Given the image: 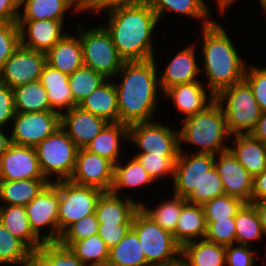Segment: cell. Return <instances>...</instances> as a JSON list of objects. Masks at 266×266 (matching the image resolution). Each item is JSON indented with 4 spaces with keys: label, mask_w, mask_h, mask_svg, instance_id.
I'll list each match as a JSON object with an SVG mask.
<instances>
[{
    "label": "cell",
    "mask_w": 266,
    "mask_h": 266,
    "mask_svg": "<svg viewBox=\"0 0 266 266\" xmlns=\"http://www.w3.org/2000/svg\"><path fill=\"white\" fill-rule=\"evenodd\" d=\"M34 253L0 222V266H28L33 263Z\"/></svg>",
    "instance_id": "obj_37"
},
{
    "label": "cell",
    "mask_w": 266,
    "mask_h": 266,
    "mask_svg": "<svg viewBox=\"0 0 266 266\" xmlns=\"http://www.w3.org/2000/svg\"><path fill=\"white\" fill-rule=\"evenodd\" d=\"M78 106L109 123L119 122L117 91L112 79H107Z\"/></svg>",
    "instance_id": "obj_27"
},
{
    "label": "cell",
    "mask_w": 266,
    "mask_h": 266,
    "mask_svg": "<svg viewBox=\"0 0 266 266\" xmlns=\"http://www.w3.org/2000/svg\"><path fill=\"white\" fill-rule=\"evenodd\" d=\"M250 135L266 144V111L262 112Z\"/></svg>",
    "instance_id": "obj_56"
},
{
    "label": "cell",
    "mask_w": 266,
    "mask_h": 266,
    "mask_svg": "<svg viewBox=\"0 0 266 266\" xmlns=\"http://www.w3.org/2000/svg\"><path fill=\"white\" fill-rule=\"evenodd\" d=\"M35 149L41 172L49 183L71 178L79 148L61 126Z\"/></svg>",
    "instance_id": "obj_7"
},
{
    "label": "cell",
    "mask_w": 266,
    "mask_h": 266,
    "mask_svg": "<svg viewBox=\"0 0 266 266\" xmlns=\"http://www.w3.org/2000/svg\"><path fill=\"white\" fill-rule=\"evenodd\" d=\"M11 124L8 134L13 144L36 147L60 127L61 115L56 111L16 112Z\"/></svg>",
    "instance_id": "obj_13"
},
{
    "label": "cell",
    "mask_w": 266,
    "mask_h": 266,
    "mask_svg": "<svg viewBox=\"0 0 266 266\" xmlns=\"http://www.w3.org/2000/svg\"><path fill=\"white\" fill-rule=\"evenodd\" d=\"M18 20H60L71 11L64 0H20ZM23 8V9H22Z\"/></svg>",
    "instance_id": "obj_34"
},
{
    "label": "cell",
    "mask_w": 266,
    "mask_h": 266,
    "mask_svg": "<svg viewBox=\"0 0 266 266\" xmlns=\"http://www.w3.org/2000/svg\"><path fill=\"white\" fill-rule=\"evenodd\" d=\"M131 229L137 234L149 266L171 261L181 254V246L173 234L162 229L141 209L135 213Z\"/></svg>",
    "instance_id": "obj_8"
},
{
    "label": "cell",
    "mask_w": 266,
    "mask_h": 266,
    "mask_svg": "<svg viewBox=\"0 0 266 266\" xmlns=\"http://www.w3.org/2000/svg\"><path fill=\"white\" fill-rule=\"evenodd\" d=\"M15 113L13 89L0 81V127H9Z\"/></svg>",
    "instance_id": "obj_51"
},
{
    "label": "cell",
    "mask_w": 266,
    "mask_h": 266,
    "mask_svg": "<svg viewBox=\"0 0 266 266\" xmlns=\"http://www.w3.org/2000/svg\"><path fill=\"white\" fill-rule=\"evenodd\" d=\"M260 5H261V9H263V11L266 14V0H259Z\"/></svg>",
    "instance_id": "obj_62"
},
{
    "label": "cell",
    "mask_w": 266,
    "mask_h": 266,
    "mask_svg": "<svg viewBox=\"0 0 266 266\" xmlns=\"http://www.w3.org/2000/svg\"><path fill=\"white\" fill-rule=\"evenodd\" d=\"M180 147L172 182L173 194L192 204L201 205V185L206 173L214 167V155L188 153Z\"/></svg>",
    "instance_id": "obj_9"
},
{
    "label": "cell",
    "mask_w": 266,
    "mask_h": 266,
    "mask_svg": "<svg viewBox=\"0 0 266 266\" xmlns=\"http://www.w3.org/2000/svg\"><path fill=\"white\" fill-rule=\"evenodd\" d=\"M45 179L35 147L11 144L0 156V180Z\"/></svg>",
    "instance_id": "obj_17"
},
{
    "label": "cell",
    "mask_w": 266,
    "mask_h": 266,
    "mask_svg": "<svg viewBox=\"0 0 266 266\" xmlns=\"http://www.w3.org/2000/svg\"><path fill=\"white\" fill-rule=\"evenodd\" d=\"M129 195L125 193V195L117 196L110 192H103L98 198L95 207V215L98 223L132 224L133 217L140 209L142 202L135 200Z\"/></svg>",
    "instance_id": "obj_22"
},
{
    "label": "cell",
    "mask_w": 266,
    "mask_h": 266,
    "mask_svg": "<svg viewBox=\"0 0 266 266\" xmlns=\"http://www.w3.org/2000/svg\"><path fill=\"white\" fill-rule=\"evenodd\" d=\"M228 150L254 178L266 170V144L250 134L232 135Z\"/></svg>",
    "instance_id": "obj_23"
},
{
    "label": "cell",
    "mask_w": 266,
    "mask_h": 266,
    "mask_svg": "<svg viewBox=\"0 0 266 266\" xmlns=\"http://www.w3.org/2000/svg\"><path fill=\"white\" fill-rule=\"evenodd\" d=\"M140 1L142 0H90L88 13L101 16L104 11L106 15V13L110 11L138 3Z\"/></svg>",
    "instance_id": "obj_53"
},
{
    "label": "cell",
    "mask_w": 266,
    "mask_h": 266,
    "mask_svg": "<svg viewBox=\"0 0 266 266\" xmlns=\"http://www.w3.org/2000/svg\"><path fill=\"white\" fill-rule=\"evenodd\" d=\"M113 175L114 164L111 161L81 148L77 152L74 172L69 180L78 185L109 192Z\"/></svg>",
    "instance_id": "obj_15"
},
{
    "label": "cell",
    "mask_w": 266,
    "mask_h": 266,
    "mask_svg": "<svg viewBox=\"0 0 266 266\" xmlns=\"http://www.w3.org/2000/svg\"><path fill=\"white\" fill-rule=\"evenodd\" d=\"M202 47L200 73L207 77L205 85L215 96L224 88L232 86L244 79L247 66L234 46L233 39L227 34L218 20L202 27ZM203 57V58H202ZM206 73V74H205Z\"/></svg>",
    "instance_id": "obj_3"
},
{
    "label": "cell",
    "mask_w": 266,
    "mask_h": 266,
    "mask_svg": "<svg viewBox=\"0 0 266 266\" xmlns=\"http://www.w3.org/2000/svg\"><path fill=\"white\" fill-rule=\"evenodd\" d=\"M59 203L60 191L54 183H48L42 191L25 206L33 232L44 243L58 242Z\"/></svg>",
    "instance_id": "obj_12"
},
{
    "label": "cell",
    "mask_w": 266,
    "mask_h": 266,
    "mask_svg": "<svg viewBox=\"0 0 266 266\" xmlns=\"http://www.w3.org/2000/svg\"><path fill=\"white\" fill-rule=\"evenodd\" d=\"M155 266H189V264L187 260L185 259V257L182 254H180L171 261L164 262V263H161Z\"/></svg>",
    "instance_id": "obj_60"
},
{
    "label": "cell",
    "mask_w": 266,
    "mask_h": 266,
    "mask_svg": "<svg viewBox=\"0 0 266 266\" xmlns=\"http://www.w3.org/2000/svg\"><path fill=\"white\" fill-rule=\"evenodd\" d=\"M70 34L67 33L46 53V63L68 75L84 66L80 36Z\"/></svg>",
    "instance_id": "obj_24"
},
{
    "label": "cell",
    "mask_w": 266,
    "mask_h": 266,
    "mask_svg": "<svg viewBox=\"0 0 266 266\" xmlns=\"http://www.w3.org/2000/svg\"><path fill=\"white\" fill-rule=\"evenodd\" d=\"M214 167L222 181L225 195L252 203L253 177L229 150L214 156Z\"/></svg>",
    "instance_id": "obj_16"
},
{
    "label": "cell",
    "mask_w": 266,
    "mask_h": 266,
    "mask_svg": "<svg viewBox=\"0 0 266 266\" xmlns=\"http://www.w3.org/2000/svg\"><path fill=\"white\" fill-rule=\"evenodd\" d=\"M99 223L95 213L71 224L60 236L59 243L69 247L73 242L98 234Z\"/></svg>",
    "instance_id": "obj_45"
},
{
    "label": "cell",
    "mask_w": 266,
    "mask_h": 266,
    "mask_svg": "<svg viewBox=\"0 0 266 266\" xmlns=\"http://www.w3.org/2000/svg\"><path fill=\"white\" fill-rule=\"evenodd\" d=\"M196 44L195 42L186 46V48L183 47V49L177 52L171 61L168 62L162 74L158 75L159 86L162 93L176 85L200 81L198 78L200 77V66L198 65L200 63H198L196 57Z\"/></svg>",
    "instance_id": "obj_19"
},
{
    "label": "cell",
    "mask_w": 266,
    "mask_h": 266,
    "mask_svg": "<svg viewBox=\"0 0 266 266\" xmlns=\"http://www.w3.org/2000/svg\"><path fill=\"white\" fill-rule=\"evenodd\" d=\"M20 0H0V22H17Z\"/></svg>",
    "instance_id": "obj_54"
},
{
    "label": "cell",
    "mask_w": 266,
    "mask_h": 266,
    "mask_svg": "<svg viewBox=\"0 0 266 266\" xmlns=\"http://www.w3.org/2000/svg\"><path fill=\"white\" fill-rule=\"evenodd\" d=\"M251 204L257 211L264 235L266 236V200L253 201Z\"/></svg>",
    "instance_id": "obj_58"
},
{
    "label": "cell",
    "mask_w": 266,
    "mask_h": 266,
    "mask_svg": "<svg viewBox=\"0 0 266 266\" xmlns=\"http://www.w3.org/2000/svg\"><path fill=\"white\" fill-rule=\"evenodd\" d=\"M122 161L121 159L114 165L113 184L109 191L113 195L120 196L126 188H147L151 183H156L135 156L126 161V164Z\"/></svg>",
    "instance_id": "obj_31"
},
{
    "label": "cell",
    "mask_w": 266,
    "mask_h": 266,
    "mask_svg": "<svg viewBox=\"0 0 266 266\" xmlns=\"http://www.w3.org/2000/svg\"><path fill=\"white\" fill-rule=\"evenodd\" d=\"M48 183L46 179L0 180V205L26 206Z\"/></svg>",
    "instance_id": "obj_32"
},
{
    "label": "cell",
    "mask_w": 266,
    "mask_h": 266,
    "mask_svg": "<svg viewBox=\"0 0 266 266\" xmlns=\"http://www.w3.org/2000/svg\"><path fill=\"white\" fill-rule=\"evenodd\" d=\"M235 1L238 0H217V8L219 10V12L221 13L220 15H223V13L226 14V10H229L230 6L233 5L235 3Z\"/></svg>",
    "instance_id": "obj_61"
},
{
    "label": "cell",
    "mask_w": 266,
    "mask_h": 266,
    "mask_svg": "<svg viewBox=\"0 0 266 266\" xmlns=\"http://www.w3.org/2000/svg\"><path fill=\"white\" fill-rule=\"evenodd\" d=\"M7 128L0 127V156L9 148V146L12 144L11 142V136H8L7 132L5 130Z\"/></svg>",
    "instance_id": "obj_59"
},
{
    "label": "cell",
    "mask_w": 266,
    "mask_h": 266,
    "mask_svg": "<svg viewBox=\"0 0 266 266\" xmlns=\"http://www.w3.org/2000/svg\"><path fill=\"white\" fill-rule=\"evenodd\" d=\"M157 64L156 57L125 61L115 75L118 81L113 79V83L117 91L120 123L130 126L155 120L157 106L161 101ZM118 76L122 78L120 82Z\"/></svg>",
    "instance_id": "obj_1"
},
{
    "label": "cell",
    "mask_w": 266,
    "mask_h": 266,
    "mask_svg": "<svg viewBox=\"0 0 266 266\" xmlns=\"http://www.w3.org/2000/svg\"><path fill=\"white\" fill-rule=\"evenodd\" d=\"M106 266H149L137 234L132 229L109 250Z\"/></svg>",
    "instance_id": "obj_35"
},
{
    "label": "cell",
    "mask_w": 266,
    "mask_h": 266,
    "mask_svg": "<svg viewBox=\"0 0 266 266\" xmlns=\"http://www.w3.org/2000/svg\"><path fill=\"white\" fill-rule=\"evenodd\" d=\"M134 156L155 182L166 177H171L170 180H173L178 156H163L151 153H136Z\"/></svg>",
    "instance_id": "obj_44"
},
{
    "label": "cell",
    "mask_w": 266,
    "mask_h": 266,
    "mask_svg": "<svg viewBox=\"0 0 266 266\" xmlns=\"http://www.w3.org/2000/svg\"><path fill=\"white\" fill-rule=\"evenodd\" d=\"M205 239L224 246L236 244L235 218L207 222Z\"/></svg>",
    "instance_id": "obj_46"
},
{
    "label": "cell",
    "mask_w": 266,
    "mask_h": 266,
    "mask_svg": "<svg viewBox=\"0 0 266 266\" xmlns=\"http://www.w3.org/2000/svg\"><path fill=\"white\" fill-rule=\"evenodd\" d=\"M168 199L161 201L160 204L152 208L141 201L140 209L162 229L173 234L182 210V198L173 194L172 198L170 196Z\"/></svg>",
    "instance_id": "obj_39"
},
{
    "label": "cell",
    "mask_w": 266,
    "mask_h": 266,
    "mask_svg": "<svg viewBox=\"0 0 266 266\" xmlns=\"http://www.w3.org/2000/svg\"><path fill=\"white\" fill-rule=\"evenodd\" d=\"M0 222L33 253L44 243L33 232L25 206L0 205Z\"/></svg>",
    "instance_id": "obj_29"
},
{
    "label": "cell",
    "mask_w": 266,
    "mask_h": 266,
    "mask_svg": "<svg viewBox=\"0 0 266 266\" xmlns=\"http://www.w3.org/2000/svg\"><path fill=\"white\" fill-rule=\"evenodd\" d=\"M257 253V250H252L247 245H228L226 246L225 266H255V256L258 257L257 259L261 258Z\"/></svg>",
    "instance_id": "obj_49"
},
{
    "label": "cell",
    "mask_w": 266,
    "mask_h": 266,
    "mask_svg": "<svg viewBox=\"0 0 266 266\" xmlns=\"http://www.w3.org/2000/svg\"><path fill=\"white\" fill-rule=\"evenodd\" d=\"M123 140L128 142V126L120 122L108 123L85 149L115 165L121 160L120 144Z\"/></svg>",
    "instance_id": "obj_28"
},
{
    "label": "cell",
    "mask_w": 266,
    "mask_h": 266,
    "mask_svg": "<svg viewBox=\"0 0 266 266\" xmlns=\"http://www.w3.org/2000/svg\"><path fill=\"white\" fill-rule=\"evenodd\" d=\"M131 228L132 224H99L98 235L110 250L123 239Z\"/></svg>",
    "instance_id": "obj_52"
},
{
    "label": "cell",
    "mask_w": 266,
    "mask_h": 266,
    "mask_svg": "<svg viewBox=\"0 0 266 266\" xmlns=\"http://www.w3.org/2000/svg\"><path fill=\"white\" fill-rule=\"evenodd\" d=\"M69 75L49 66L43 67L40 75V83L47 91L48 101L53 111L60 115L77 106L68 83Z\"/></svg>",
    "instance_id": "obj_25"
},
{
    "label": "cell",
    "mask_w": 266,
    "mask_h": 266,
    "mask_svg": "<svg viewBox=\"0 0 266 266\" xmlns=\"http://www.w3.org/2000/svg\"><path fill=\"white\" fill-rule=\"evenodd\" d=\"M156 13L157 18L164 20L166 13L173 12L184 17L201 20L202 27L211 24L215 18H210V7L205 0H144Z\"/></svg>",
    "instance_id": "obj_30"
},
{
    "label": "cell",
    "mask_w": 266,
    "mask_h": 266,
    "mask_svg": "<svg viewBox=\"0 0 266 266\" xmlns=\"http://www.w3.org/2000/svg\"><path fill=\"white\" fill-rule=\"evenodd\" d=\"M33 263L36 266H87L59 242L43 243L34 253Z\"/></svg>",
    "instance_id": "obj_41"
},
{
    "label": "cell",
    "mask_w": 266,
    "mask_h": 266,
    "mask_svg": "<svg viewBox=\"0 0 266 266\" xmlns=\"http://www.w3.org/2000/svg\"><path fill=\"white\" fill-rule=\"evenodd\" d=\"M103 118L75 106L61 114V128L81 149L85 148L108 124Z\"/></svg>",
    "instance_id": "obj_20"
},
{
    "label": "cell",
    "mask_w": 266,
    "mask_h": 266,
    "mask_svg": "<svg viewBox=\"0 0 266 266\" xmlns=\"http://www.w3.org/2000/svg\"><path fill=\"white\" fill-rule=\"evenodd\" d=\"M181 121L182 129L178 130L180 147L182 144H191L199 147L195 151L193 149L191 153L214 156L228 150L227 142L231 135L227 130L224 111L216 100L203 111Z\"/></svg>",
    "instance_id": "obj_4"
},
{
    "label": "cell",
    "mask_w": 266,
    "mask_h": 266,
    "mask_svg": "<svg viewBox=\"0 0 266 266\" xmlns=\"http://www.w3.org/2000/svg\"><path fill=\"white\" fill-rule=\"evenodd\" d=\"M106 14L107 22L103 26L125 61L157 57L154 55L153 34L160 23L154 10L144 0Z\"/></svg>",
    "instance_id": "obj_2"
},
{
    "label": "cell",
    "mask_w": 266,
    "mask_h": 266,
    "mask_svg": "<svg viewBox=\"0 0 266 266\" xmlns=\"http://www.w3.org/2000/svg\"><path fill=\"white\" fill-rule=\"evenodd\" d=\"M60 191L58 209V241L61 234L73 223L95 213L101 190L63 180L53 182Z\"/></svg>",
    "instance_id": "obj_10"
},
{
    "label": "cell",
    "mask_w": 266,
    "mask_h": 266,
    "mask_svg": "<svg viewBox=\"0 0 266 266\" xmlns=\"http://www.w3.org/2000/svg\"><path fill=\"white\" fill-rule=\"evenodd\" d=\"M189 266H225L226 246L206 239L195 240L181 247Z\"/></svg>",
    "instance_id": "obj_33"
},
{
    "label": "cell",
    "mask_w": 266,
    "mask_h": 266,
    "mask_svg": "<svg viewBox=\"0 0 266 266\" xmlns=\"http://www.w3.org/2000/svg\"><path fill=\"white\" fill-rule=\"evenodd\" d=\"M66 21L60 20H17L20 30V45L47 53L68 32Z\"/></svg>",
    "instance_id": "obj_18"
},
{
    "label": "cell",
    "mask_w": 266,
    "mask_h": 266,
    "mask_svg": "<svg viewBox=\"0 0 266 266\" xmlns=\"http://www.w3.org/2000/svg\"><path fill=\"white\" fill-rule=\"evenodd\" d=\"M244 80L251 88L254 98L262 112L266 111V67L246 66Z\"/></svg>",
    "instance_id": "obj_48"
},
{
    "label": "cell",
    "mask_w": 266,
    "mask_h": 266,
    "mask_svg": "<svg viewBox=\"0 0 266 266\" xmlns=\"http://www.w3.org/2000/svg\"><path fill=\"white\" fill-rule=\"evenodd\" d=\"M206 231L202 205L189 203L182 198V210L173 233L175 241L182 247L188 242L205 239Z\"/></svg>",
    "instance_id": "obj_26"
},
{
    "label": "cell",
    "mask_w": 266,
    "mask_h": 266,
    "mask_svg": "<svg viewBox=\"0 0 266 266\" xmlns=\"http://www.w3.org/2000/svg\"><path fill=\"white\" fill-rule=\"evenodd\" d=\"M266 200V170L253 178L252 202Z\"/></svg>",
    "instance_id": "obj_55"
},
{
    "label": "cell",
    "mask_w": 266,
    "mask_h": 266,
    "mask_svg": "<svg viewBox=\"0 0 266 266\" xmlns=\"http://www.w3.org/2000/svg\"><path fill=\"white\" fill-rule=\"evenodd\" d=\"M235 228L236 244L252 247L254 241L265 237L257 211L251 203H245L236 214Z\"/></svg>",
    "instance_id": "obj_38"
},
{
    "label": "cell",
    "mask_w": 266,
    "mask_h": 266,
    "mask_svg": "<svg viewBox=\"0 0 266 266\" xmlns=\"http://www.w3.org/2000/svg\"><path fill=\"white\" fill-rule=\"evenodd\" d=\"M16 112L38 113L53 111L47 97V91L40 81L27 83L13 88Z\"/></svg>",
    "instance_id": "obj_36"
},
{
    "label": "cell",
    "mask_w": 266,
    "mask_h": 266,
    "mask_svg": "<svg viewBox=\"0 0 266 266\" xmlns=\"http://www.w3.org/2000/svg\"><path fill=\"white\" fill-rule=\"evenodd\" d=\"M20 46V30L17 22H0V70Z\"/></svg>",
    "instance_id": "obj_47"
},
{
    "label": "cell",
    "mask_w": 266,
    "mask_h": 266,
    "mask_svg": "<svg viewBox=\"0 0 266 266\" xmlns=\"http://www.w3.org/2000/svg\"><path fill=\"white\" fill-rule=\"evenodd\" d=\"M69 248L87 266H106L108 263L109 248L98 234L73 242Z\"/></svg>",
    "instance_id": "obj_40"
},
{
    "label": "cell",
    "mask_w": 266,
    "mask_h": 266,
    "mask_svg": "<svg viewBox=\"0 0 266 266\" xmlns=\"http://www.w3.org/2000/svg\"><path fill=\"white\" fill-rule=\"evenodd\" d=\"M128 142L134 143L137 153L179 156V131L156 119L128 126ZM138 148V149H137Z\"/></svg>",
    "instance_id": "obj_11"
},
{
    "label": "cell",
    "mask_w": 266,
    "mask_h": 266,
    "mask_svg": "<svg viewBox=\"0 0 266 266\" xmlns=\"http://www.w3.org/2000/svg\"><path fill=\"white\" fill-rule=\"evenodd\" d=\"M244 204L245 202L239 198L223 195L203 203L202 207L206 222H216L235 218Z\"/></svg>",
    "instance_id": "obj_43"
},
{
    "label": "cell",
    "mask_w": 266,
    "mask_h": 266,
    "mask_svg": "<svg viewBox=\"0 0 266 266\" xmlns=\"http://www.w3.org/2000/svg\"><path fill=\"white\" fill-rule=\"evenodd\" d=\"M77 23V35L83 49L84 66L102 74L107 79H114L125 60L119 55L110 33L103 25L96 27L82 26Z\"/></svg>",
    "instance_id": "obj_6"
},
{
    "label": "cell",
    "mask_w": 266,
    "mask_h": 266,
    "mask_svg": "<svg viewBox=\"0 0 266 266\" xmlns=\"http://www.w3.org/2000/svg\"><path fill=\"white\" fill-rule=\"evenodd\" d=\"M76 15L88 13L90 0H64ZM80 13V14H79Z\"/></svg>",
    "instance_id": "obj_57"
},
{
    "label": "cell",
    "mask_w": 266,
    "mask_h": 266,
    "mask_svg": "<svg viewBox=\"0 0 266 266\" xmlns=\"http://www.w3.org/2000/svg\"><path fill=\"white\" fill-rule=\"evenodd\" d=\"M46 53L20 45L0 70V81L11 89L40 79Z\"/></svg>",
    "instance_id": "obj_14"
},
{
    "label": "cell",
    "mask_w": 266,
    "mask_h": 266,
    "mask_svg": "<svg viewBox=\"0 0 266 266\" xmlns=\"http://www.w3.org/2000/svg\"><path fill=\"white\" fill-rule=\"evenodd\" d=\"M107 78L89 67L82 66L69 75V86L74 103L78 106L92 91L103 84Z\"/></svg>",
    "instance_id": "obj_42"
},
{
    "label": "cell",
    "mask_w": 266,
    "mask_h": 266,
    "mask_svg": "<svg viewBox=\"0 0 266 266\" xmlns=\"http://www.w3.org/2000/svg\"><path fill=\"white\" fill-rule=\"evenodd\" d=\"M215 100L221 105L229 134H250L262 110L248 83L242 81L221 90Z\"/></svg>",
    "instance_id": "obj_5"
},
{
    "label": "cell",
    "mask_w": 266,
    "mask_h": 266,
    "mask_svg": "<svg viewBox=\"0 0 266 266\" xmlns=\"http://www.w3.org/2000/svg\"><path fill=\"white\" fill-rule=\"evenodd\" d=\"M225 195L222 181L215 167L211 168L203 178L201 185V205L215 197Z\"/></svg>",
    "instance_id": "obj_50"
},
{
    "label": "cell",
    "mask_w": 266,
    "mask_h": 266,
    "mask_svg": "<svg viewBox=\"0 0 266 266\" xmlns=\"http://www.w3.org/2000/svg\"><path fill=\"white\" fill-rule=\"evenodd\" d=\"M204 82L200 79V81L176 85L163 93L165 98L173 101V107L176 106V110L183 114L182 119L203 111L215 100V95L210 92Z\"/></svg>",
    "instance_id": "obj_21"
}]
</instances>
